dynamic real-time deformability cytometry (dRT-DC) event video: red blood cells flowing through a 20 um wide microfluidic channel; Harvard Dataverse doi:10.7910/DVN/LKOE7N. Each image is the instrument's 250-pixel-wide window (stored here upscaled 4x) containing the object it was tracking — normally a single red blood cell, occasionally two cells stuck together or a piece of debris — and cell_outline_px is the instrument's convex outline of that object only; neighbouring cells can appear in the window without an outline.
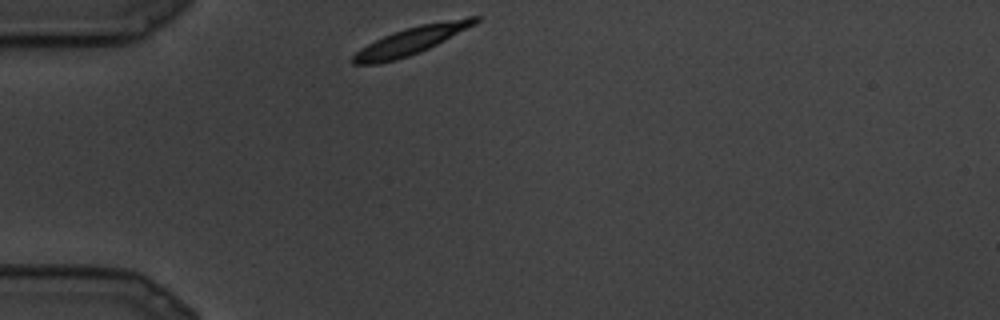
{"species": "common noctule bat (a hibernating species)", "species_latin": "Nyctalus noctula", "temperature_condition": "cold", "stored_images_in_passage": 16, "camera_frame_rate_fps": 3000, "um_per_image_px": 0.085, "animal": {"sex": "male", "body_mass_g": 19.5, "forearm_length_mm": 54.6}, "frame": {"image": 1, "passage_image": 1, "time_ms": 0.0, "image_size_px": [1000, 320], "cell_outline_px": [[480, 20], [476, 24], [420, 52], [396, 60], [376, 64], [352, 64], [348, 60], [360, 48], [384, 36], [404, 28], [420, 24], [468, 16], [480, 16]], "centroid_in_image_um": [34.93, 3.45], "position_along_channel_um": 50.1, "area_um2": 19.65}}
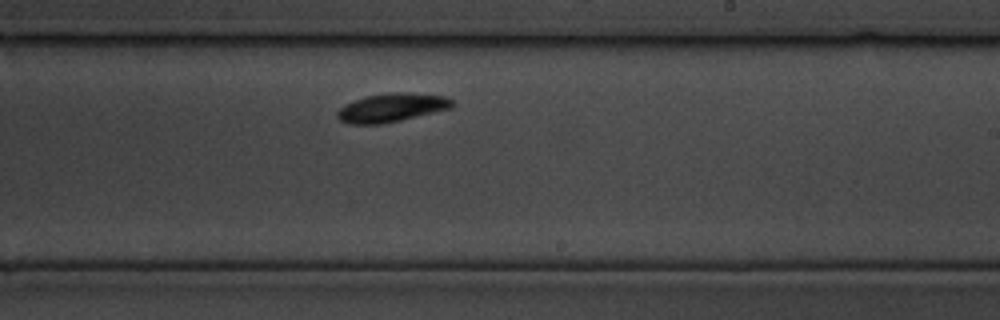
{"frame": {"image": 2, "passage_image": 10, "time_ms": 3.0, "image_size_px": [1000, 320], "cell_outline_px": [[452, 108], [400, 120], [380, 124], [348, 124], [340, 120], [336, 116], [336, 112], [344, 104], [364, 96], [388, 92], [408, 92], [444, 96], [452, 100]], "centroid_in_image_um": [33.24, 9.14], "position_along_channel_um": 255.8, "area_um2": 19.19}}
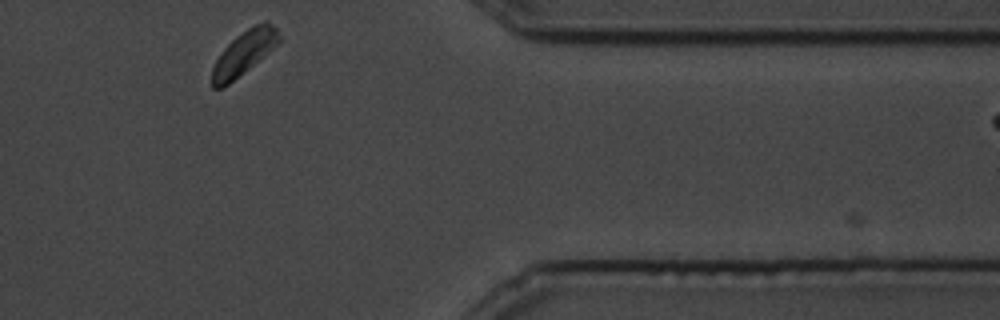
{"frame": {"image": 3, "passage_image": 16, "time_ms": 5.0, "image_size_px": [1000, 320], "cell_outline_px": [[280, 40], [272, 48], [224, 88], [212, 88], [212, 68], [216, 60], [224, 48], [236, 36], [248, 28], [264, 20], [268, 20], [276, 28], [280, 36]], "centroid_in_image_um": [20.72, 4.48], "position_along_channel_um": 390.7, "area_um2": 16.7}}